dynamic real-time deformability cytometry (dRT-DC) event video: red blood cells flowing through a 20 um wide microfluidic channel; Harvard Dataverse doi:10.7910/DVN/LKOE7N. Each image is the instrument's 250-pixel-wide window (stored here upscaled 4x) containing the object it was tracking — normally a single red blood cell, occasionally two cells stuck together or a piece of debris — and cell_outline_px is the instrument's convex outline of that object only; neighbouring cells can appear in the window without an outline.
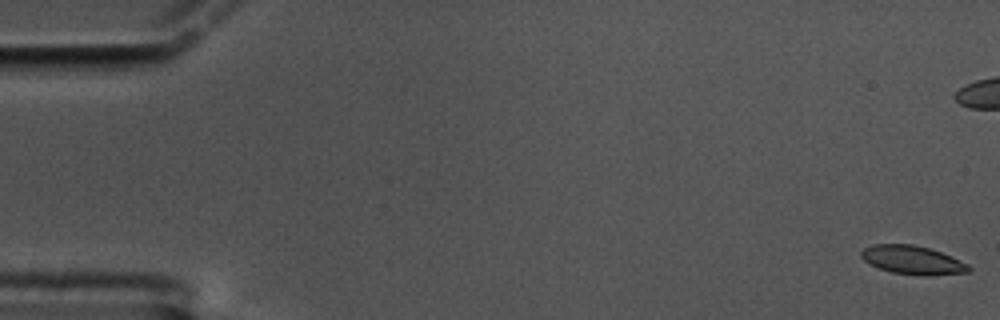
{"species": "common noctule bat (a hibernating species)", "species_latin": "Nyctalus noctula", "temperature_condition": "cold", "stored_images_in_passage": 62, "camera_frame_rate_fps": 3000, "um_per_image_px": 0.085, "animal": {"sex": "male", "body_mass_g": 17.5, "forearm_length_mm": 52.3}, "frame": {"image": 1, "passage_image": 1, "time_ms": 0.0, "image_size_px": [1000, 320], "cell_outline_px": [[972, 268], [968, 272], [924, 276], [892, 272], [868, 264], [860, 256], [860, 252], [864, 248], [872, 244], [912, 244], [928, 248], [952, 256], [968, 264]], "centroid_in_image_um": [77.55, 22.1], "position_along_channel_um": 7.5, "area_um2": 17.92}}
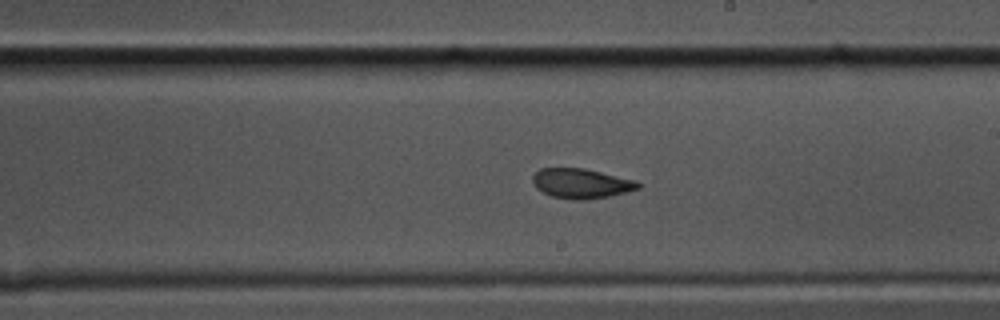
{"frame": {"image": 2, "passage_image": 35, "time_ms": 11.333, "image_size_px": [1000, 320], "cell_outline_px": [[640, 188], [608, 196], [580, 200], [576, 200], [552, 196], [536, 188], [532, 180], [532, 176], [540, 168], [584, 168], [636, 180], [640, 184]], "centroid_in_image_um": [49.39, 15.58], "position_along_channel_um": 239.6, "area_um2": 18.09}}
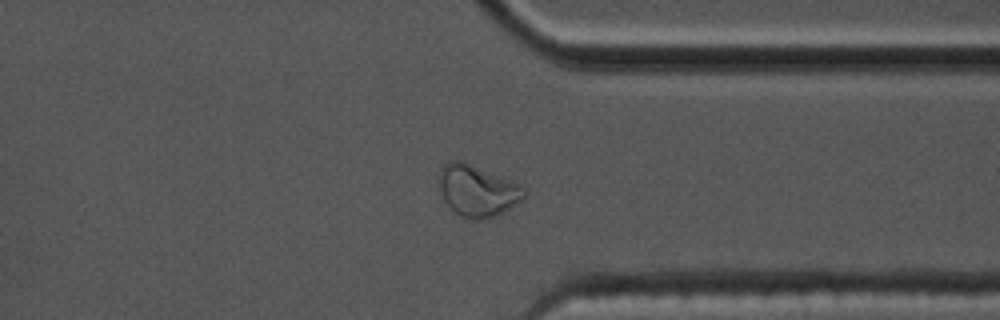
{"frame": {"image": 3, "passage_image": 47, "time_ms": 15.333, "image_size_px": [1000, 320], "cell_outline_px": [[524, 196], [520, 200], [508, 208], [492, 216], [476, 220], [472, 220], [460, 216], [444, 200], [440, 188], [440, 168], [448, 160], [464, 160], [520, 184], [524, 188]], "centroid_in_image_um": [40.54, 16.16], "position_along_channel_um": 370.9, "area_um2": 25.09}, "authors_computed_cell_mechanics": {"area_um2": 18.5827, "velocity_mm_per_s": 3.3163, "shape_relaxation_time_tau1_ms": 8.7111, "shape_relaxation_time_tau2_ms": 1.5911, "deformation_change_tau1": 0.1956, "deformation_change_tau2": 0.0751}}